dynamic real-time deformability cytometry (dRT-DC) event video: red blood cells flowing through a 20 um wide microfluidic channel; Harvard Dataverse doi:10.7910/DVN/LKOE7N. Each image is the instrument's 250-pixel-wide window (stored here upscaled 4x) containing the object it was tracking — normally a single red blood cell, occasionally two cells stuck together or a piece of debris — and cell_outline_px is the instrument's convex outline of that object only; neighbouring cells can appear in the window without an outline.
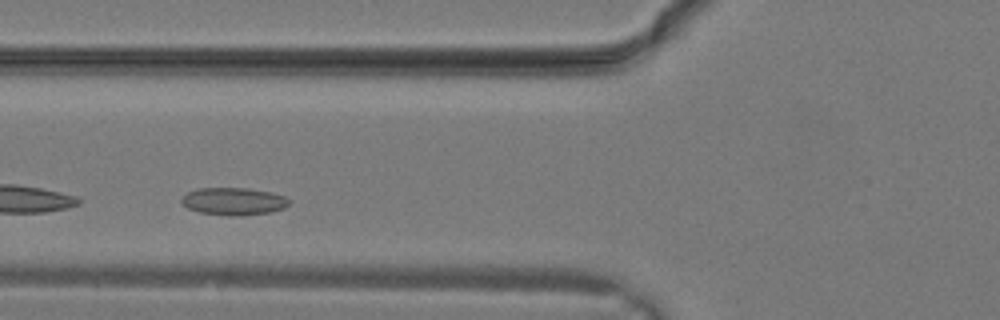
{"species": "common noctule bat (a hibernating species)", "species_latin": "Nyctalus noctula", "temperature_condition": "warm", "stored_images_in_passage": 18, "camera_frame_rate_fps": 3000, "um_per_image_px": 0.085, "animal": {"sex": "male", "body_mass_g": 19.2, "forearm_length_mm": 51.8}, "frame": {"image": 1, "passage_image": 3, "time_ms": 0.667, "image_size_px": [1000, 320], "cell_outline_px": [[292, 200], [284, 208], [272, 212], [240, 216], [232, 216], [200, 212], [188, 208], [180, 200], [188, 192], [196, 188], [248, 188], [272, 192], [284, 196]], "centroid_in_image_um": [19.9, 17.11], "position_along_channel_um": 105.9, "area_um2": 17.28}}
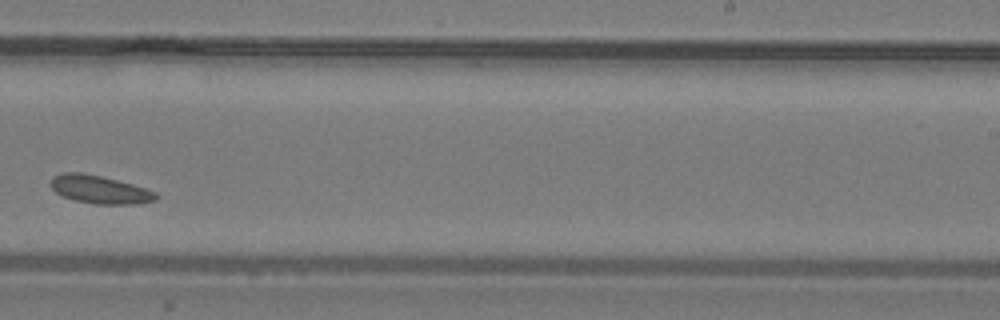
{"frame": {"image": 2, "passage_image": 11, "time_ms": 3.333, "image_size_px": [1000, 320], "cell_outline_px": [[160, 196], [156, 200], [140, 204], [96, 204], [76, 200], [64, 196], [56, 192], [52, 188], [52, 176], [64, 172], [80, 172], [100, 176], [132, 184], [156, 192]], "centroid_in_image_um": [8.52, 16.11], "position_along_channel_um": 280.5, "area_um2": 17.05}}
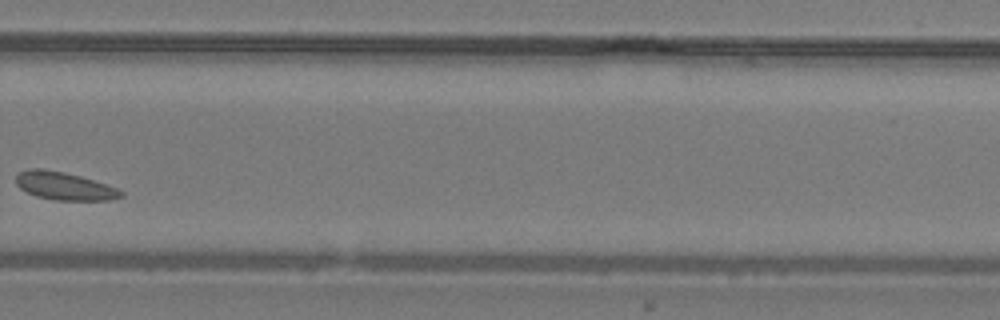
{"frame": {"image": 3, "passage_image": 13, "time_ms": 4.0, "image_size_px": [1000, 320], "cell_outline_px": [[124, 196], [108, 200], [52, 200], [36, 196], [20, 188], [16, 184], [16, 176], [20, 172], [28, 168], [36, 168], [64, 172], [80, 176], [116, 188], [124, 192]], "centroid_in_image_um": [5.45, 15.82], "position_along_channel_um": 324.4, "area_um2": 16.88}}